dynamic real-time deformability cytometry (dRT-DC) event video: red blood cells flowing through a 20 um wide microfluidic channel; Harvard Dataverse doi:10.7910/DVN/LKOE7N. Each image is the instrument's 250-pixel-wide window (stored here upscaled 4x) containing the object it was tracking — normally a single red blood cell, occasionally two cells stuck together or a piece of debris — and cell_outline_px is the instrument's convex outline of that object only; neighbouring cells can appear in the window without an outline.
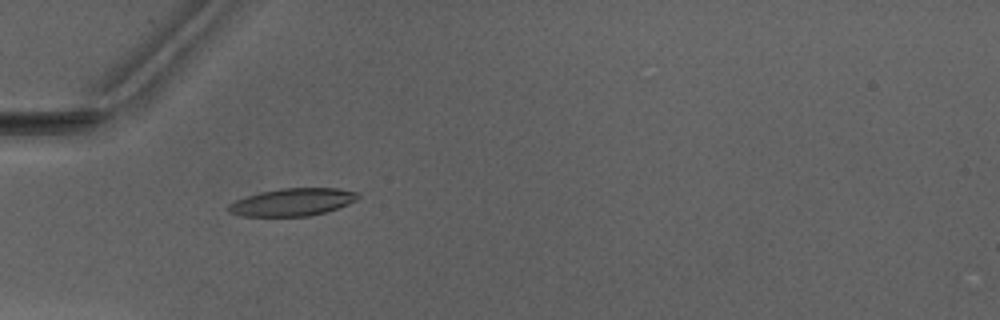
{"species": "Egyptian fruit bat (a non-hibernating species)", "species_latin": "Rousettus aegyptiacus", "temperature_condition": "warm", "stored_images_in_passage": 6, "camera_frame_rate_fps": 3000, "um_per_image_px": 0.085, "animal": {"sex": "male"}, "frame": {"image": 1, "passage_image": 5, "time_ms": 5.0, "image_size_px": [1000, 320], "cell_outline_px": [[360, 196], [356, 200], [348, 204], [324, 212], [308, 216], [240, 216], [228, 212], [224, 208], [228, 204], [244, 196], [260, 192], [280, 188], [340, 188], [356, 192]], "centroid_in_image_um": [24.79, 17.17], "position_along_channel_um": 60.2, "area_um2": 20.92}}